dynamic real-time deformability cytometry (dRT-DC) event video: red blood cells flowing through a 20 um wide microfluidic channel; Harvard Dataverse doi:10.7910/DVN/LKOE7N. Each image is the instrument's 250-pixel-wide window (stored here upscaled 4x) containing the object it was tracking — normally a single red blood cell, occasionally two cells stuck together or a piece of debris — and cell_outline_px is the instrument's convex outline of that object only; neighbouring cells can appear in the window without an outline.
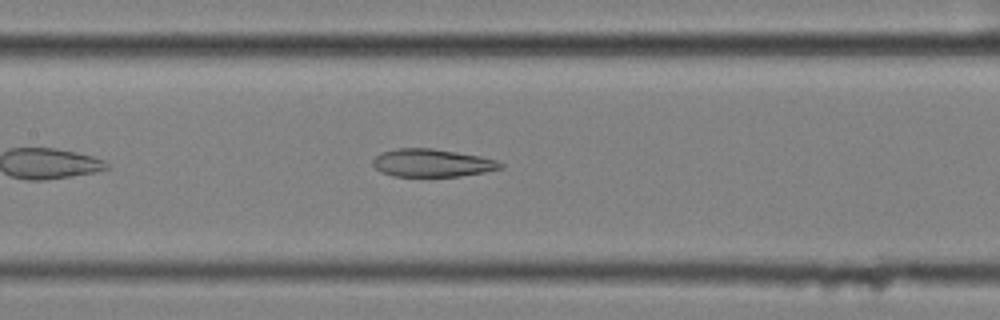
{"species": "common noctule bat (a hibernating species)", "species_latin": "Nyctalus noctula", "temperature_condition": "cold", "stored_images_in_passage": 39, "camera_frame_rate_fps": 3000, "um_per_image_px": 0.085, "animal": {"sex": "female", "body_mass_g": 25.1}, "frame": {"image": 1, "passage_image": 13, "time_ms": 4.0, "image_size_px": [1000, 320], "cell_outline_px": [[504, 168], [484, 172], [460, 176], [392, 176], [380, 172], [372, 164], [372, 160], [376, 156], [384, 152], [396, 148], [432, 148], [480, 156], [496, 160], [504, 164]], "centroid_in_image_um": [36.73, 13.85], "position_along_channel_um": 170.7, "area_um2": 20.69}}
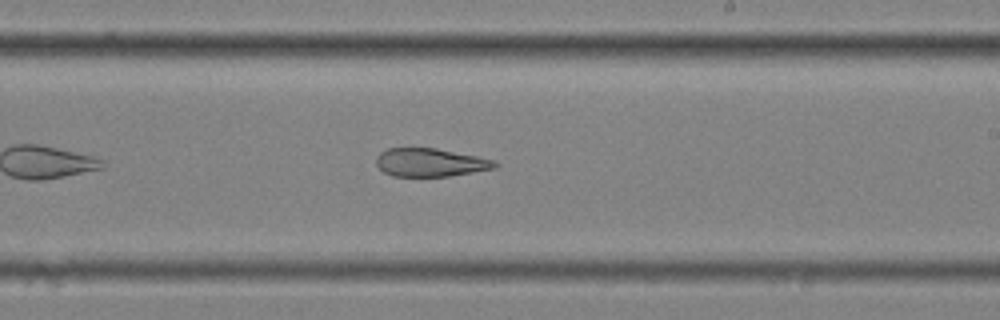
{"frame": {"image": 2, "passage_image": 20, "time_ms": 6.333, "image_size_px": [1000, 320], "cell_outline_px": [[500, 164], [496, 168], [448, 176], [392, 176], [384, 172], [376, 164], [376, 156], [380, 152], [388, 148], [436, 148], [496, 160]], "centroid_in_image_um": [36.58, 13.8], "position_along_channel_um": 252.4, "area_um2": 19.54}}
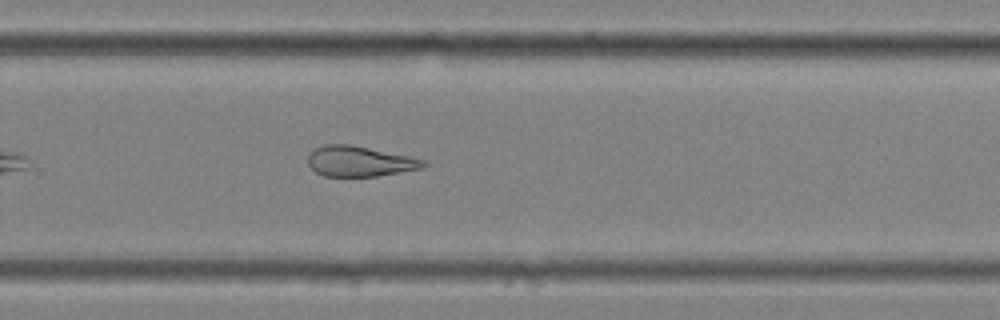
{"frame": {"image": 3, "passage_image": 24, "time_ms": 7.667, "image_size_px": [1000, 320], "cell_outline_px": [[428, 164], [424, 168], [376, 176], [324, 176], [316, 172], [308, 164], [308, 156], [316, 148], [324, 144], [352, 144], [428, 160]], "centroid_in_image_um": [30.61, 13.7], "position_along_channel_um": 299.2, "area_um2": 20.52}, "authors_computed_cell_mechanics": {"area_um2": 22.5998, "velocity_mm_per_s": 3.5148, "shape_relaxation_time_tau1_ms": null, "shape_relaxation_time_tau2_ms": 4.1869, "deformation_change_tau1": null, "deformation_change_tau2": 0.1445}}